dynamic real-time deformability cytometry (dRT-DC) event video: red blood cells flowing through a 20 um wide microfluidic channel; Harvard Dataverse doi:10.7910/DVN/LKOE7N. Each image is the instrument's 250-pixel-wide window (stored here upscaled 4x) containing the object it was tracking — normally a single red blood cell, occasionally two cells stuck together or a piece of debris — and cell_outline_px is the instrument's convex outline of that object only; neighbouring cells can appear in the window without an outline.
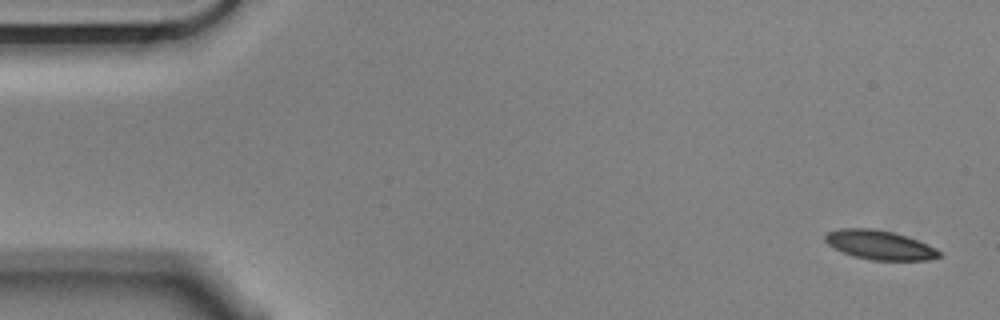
{"species": "Egyptian fruit bat (a non-hibernating species)", "species_latin": "Rousettus aegyptiacus", "temperature_condition": "cold", "stored_images_in_passage": 55, "camera_frame_rate_fps": 3000, "um_per_image_px": 0.085, "animal": {"sex": "male"}, "frame": {"image": 1, "passage_image": 1, "time_ms": 0.0, "image_size_px": [1000, 320], "cell_outline_px": [[940, 256], [928, 260], [872, 260], [852, 256], [828, 244], [824, 240], [824, 236], [828, 232], [840, 228], [872, 228], [892, 232], [916, 240], [936, 248], [940, 252]], "centroid_in_image_um": [74.74, 20.82], "position_along_channel_um": 10.3, "area_um2": 19.13}}
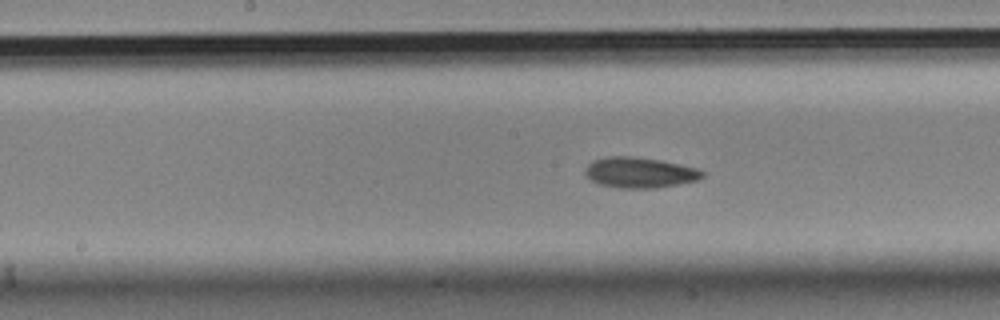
{"frame": {"image": 2, "passage_image": 27, "time_ms": 8.667, "image_size_px": [1000, 320], "cell_outline_px": [[704, 176], [696, 180], [656, 188], [620, 188], [600, 184], [584, 176], [584, 172], [588, 164], [592, 160], [608, 156], [632, 156], [660, 160], [696, 168], [704, 172]], "centroid_in_image_um": [54.32, 14.66], "position_along_channel_um": 193.9, "area_um2": 20.75}}
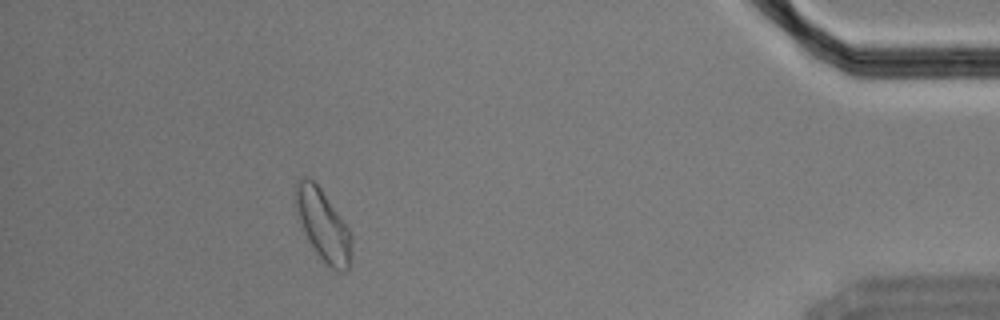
{"frame": {"image": 3, "passage_image": 50, "time_ms": 16.333, "image_size_px": [1000, 320], "cell_outline_px": [[352, 240], [348, 268], [344, 272], [336, 272], [316, 252], [308, 240], [296, 216], [296, 180], [300, 176], [308, 176], [320, 188], [348, 228], [352, 236]], "centroid_in_image_um": [27.43, 19.12], "position_along_channel_um": 407.8, "area_um2": 22.83}, "authors_computed_cell_mechanics": {"area_um2": 20.4612, "velocity_mm_per_s": 3.5098, "shape_relaxation_time_tau1_ms": null, "shape_relaxation_time_tau2_ms": 5.6826, "deformation_change_tau1": null, "deformation_change_tau2": 0.1142}}